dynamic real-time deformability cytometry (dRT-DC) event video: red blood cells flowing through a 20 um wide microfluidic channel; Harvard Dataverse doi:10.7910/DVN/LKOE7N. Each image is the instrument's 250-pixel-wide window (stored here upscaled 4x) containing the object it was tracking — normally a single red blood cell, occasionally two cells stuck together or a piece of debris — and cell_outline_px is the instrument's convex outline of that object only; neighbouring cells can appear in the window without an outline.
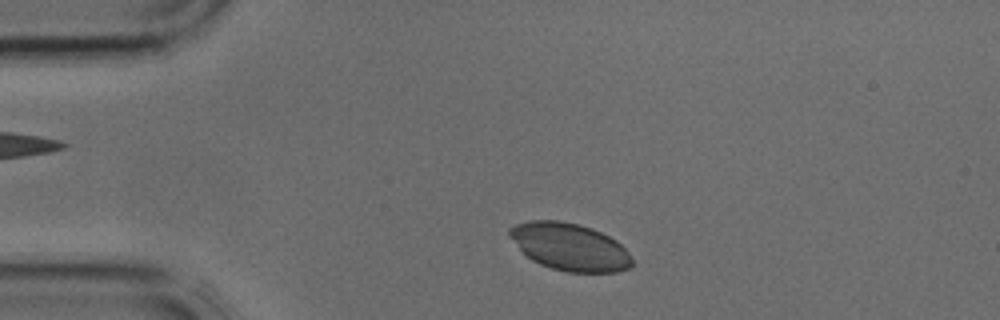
{"species": "common noctule bat (a hibernating species)", "species_latin": "Nyctalus noctula", "temperature_condition": "cold", "stored_images_in_passage": 3, "camera_frame_rate_fps": 3000, "um_per_image_px": 0.085, "animal": {"sex": "male", "body_mass_g": 17.9, "forearm_length_mm": 54.2}, "frame": {"image": 1, "passage_image": 3, "time_ms": 0.667, "image_size_px": [1000, 320], "cell_outline_px": [[632, 264], [628, 268], [616, 272], [568, 272], [552, 268], [540, 264], [532, 260], [508, 236], [508, 228], [516, 224], [532, 220], [560, 220], [592, 228], [616, 240], [632, 256]], "centroid_in_image_um": [48.42, 20.98], "position_along_channel_um": 36.6, "area_um2": 33.58}}